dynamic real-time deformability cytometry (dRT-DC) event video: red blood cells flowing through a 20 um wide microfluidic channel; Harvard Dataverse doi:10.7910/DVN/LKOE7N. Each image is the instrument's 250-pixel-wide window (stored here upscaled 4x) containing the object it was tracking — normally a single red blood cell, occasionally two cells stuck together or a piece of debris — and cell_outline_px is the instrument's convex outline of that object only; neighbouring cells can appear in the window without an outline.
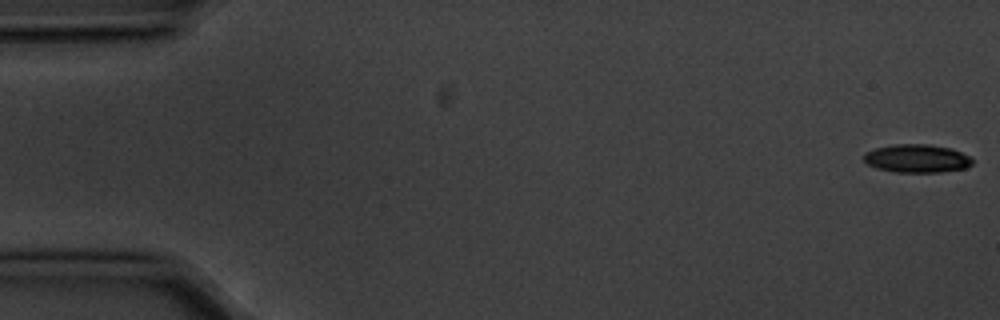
{"species": "common noctule bat (a hibernating species)", "species_latin": "Nyctalus noctula", "temperature_condition": "cold", "stored_images_in_passage": 6, "camera_frame_rate_fps": 3000, "um_per_image_px": 0.085, "animal": {"sex": "male", "body_mass_g": 20.1, "forearm_length_mm": 53.5}, "frame": {"image": 1, "passage_image": 1, "time_ms": 0.0, "image_size_px": [1000, 320], "cell_outline_px": [[972, 164], [964, 168], [940, 172], [896, 172], [876, 168], [868, 164], [864, 160], [864, 152], [876, 148], [892, 144], [928, 144], [952, 148], [972, 156]], "centroid_in_image_um": [77.95, 13.46], "position_along_channel_um": 7.1, "area_um2": 17.98}}
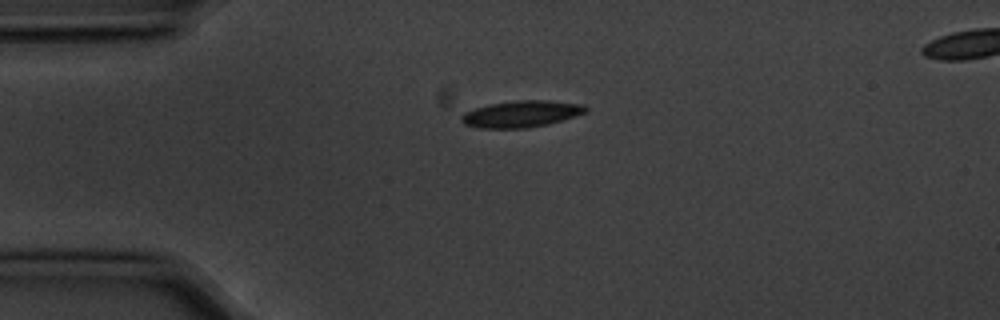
{"frame": {"image": 2, "passage_image": 6, "time_ms": 1.667, "image_size_px": [1000, 320], "cell_outline_px": [[588, 112], [576, 116], [548, 124], [528, 128], [480, 128], [464, 124], [460, 120], [460, 116], [464, 112], [488, 104], [516, 100], [548, 100], [584, 104], [588, 108]], "centroid_in_image_um": [44.33, 9.68], "position_along_channel_um": 40.7, "area_um2": 19.48}}